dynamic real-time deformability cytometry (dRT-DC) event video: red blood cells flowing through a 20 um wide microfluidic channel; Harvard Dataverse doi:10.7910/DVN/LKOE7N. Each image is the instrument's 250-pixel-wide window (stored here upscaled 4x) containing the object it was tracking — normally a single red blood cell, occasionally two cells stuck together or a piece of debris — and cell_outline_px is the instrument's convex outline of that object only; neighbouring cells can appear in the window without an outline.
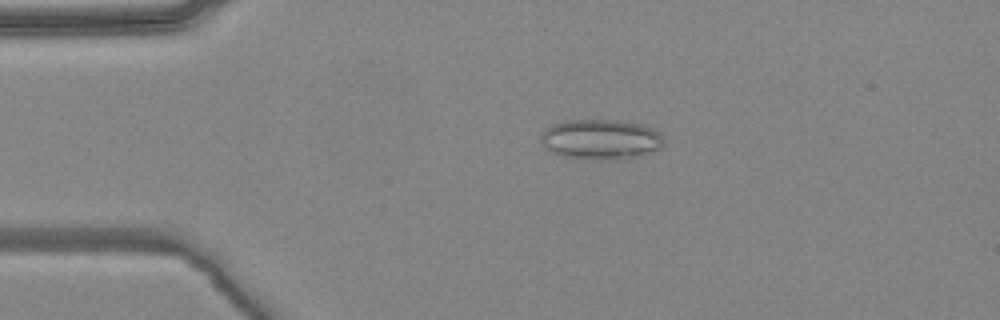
{"species": "common noctule bat (a hibernating species)", "species_latin": "Nyctalus noctula", "temperature_condition": "warm", "stored_images_in_passage": 3, "camera_frame_rate_fps": 3000, "um_per_image_px": 0.085, "animal": {"sex": "female", "body_mass_g": 24.6, "forearm_length_mm": 56.2}, "frame": {"image": 1, "passage_image": 2, "time_ms": 0.333, "image_size_px": [1000, 320], "cell_outline_px": [[664, 144], [660, 148], [640, 156], [628, 160], [604, 160], [568, 156], [552, 152], [544, 148], [540, 140], [540, 136], [552, 124], [568, 120], [620, 120], [644, 124], [652, 128], [664, 136]], "centroid_in_image_um": [51.13, 11.85], "position_along_channel_um": 33.9, "area_um2": 29.02}}